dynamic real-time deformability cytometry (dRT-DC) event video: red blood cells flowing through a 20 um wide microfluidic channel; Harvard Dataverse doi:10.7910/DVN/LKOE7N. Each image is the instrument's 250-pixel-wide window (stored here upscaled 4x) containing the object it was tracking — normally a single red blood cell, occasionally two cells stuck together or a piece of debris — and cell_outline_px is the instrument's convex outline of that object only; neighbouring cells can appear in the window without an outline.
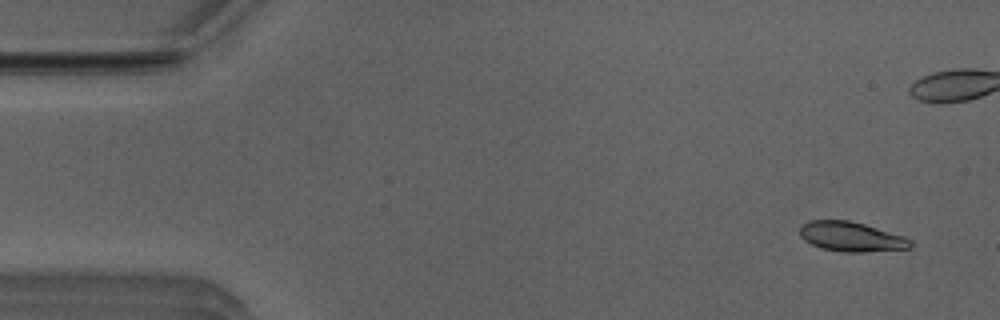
{"species": "Egyptian fruit bat (a non-hibernating species)", "species_latin": "Rousettus aegyptiacus", "temperature_condition": "room temperature", "stored_images_in_passage": 53, "camera_frame_rate_fps": 3000, "um_per_image_px": 0.085, "animal": {"sex": "male"}, "frame": {"image": 1, "passage_image": 3, "time_ms": 0.667, "image_size_px": [1000, 320], "cell_outline_px": [[912, 248], [864, 252], [840, 252], [820, 248], [804, 240], [800, 236], [800, 224], [808, 220], [848, 220], [864, 224], [904, 236], [912, 240]], "centroid_in_image_um": [72.33, 20.12], "position_along_channel_um": 12.7, "area_um2": 19.31}}
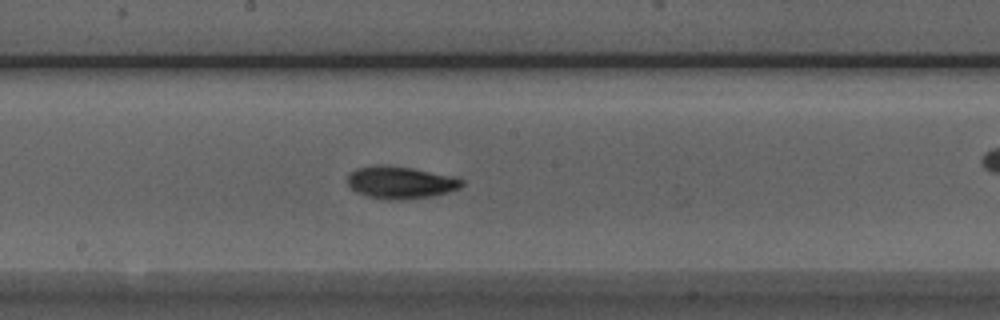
{"frame": {"image": 2, "passage_image": 27, "time_ms": 8.667, "image_size_px": [1000, 320], "cell_outline_px": [[464, 184], [460, 188], [448, 192], [432, 196], [396, 200], [388, 200], [368, 196], [356, 192], [348, 184], [348, 172], [356, 168], [388, 164], [412, 168], [448, 176], [464, 180]], "centroid_in_image_um": [34.01, 15.51], "position_along_channel_um": 214.2, "area_um2": 21.33}}
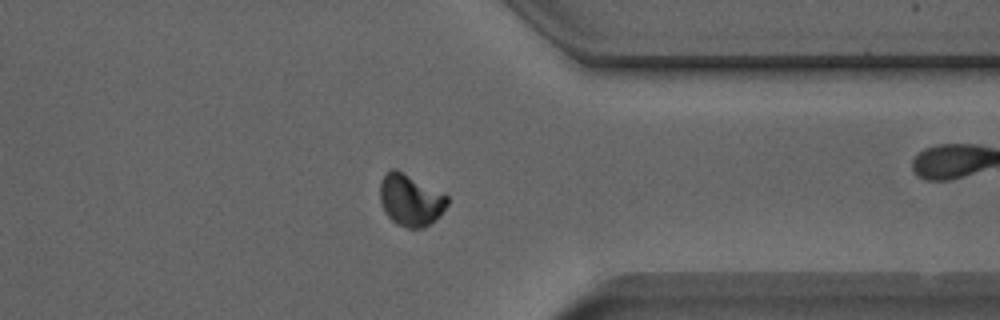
{"frame": {"image": 3, "passage_image": 40, "time_ms": 13.0, "image_size_px": [1000, 320], "cell_outline_px": [[448, 204], [440, 216], [424, 228], [408, 228], [396, 224], [384, 212], [380, 200], [380, 184], [384, 176], [392, 168], [396, 168], [448, 196]], "centroid_in_image_um": [34.89, 17.02], "position_along_channel_um": 376.5, "area_um2": 20.23}, "authors_computed_cell_mechanics": {"area_um2": 19.8254, "velocity_mm_per_s": 3.9195, "shape_relaxation_time_tau1_ms": 5.2533, "shape_relaxation_time_tau2_ms": 2.3791, "deformation_change_tau1": 0.1366, "deformation_change_tau2": 0.0429}}